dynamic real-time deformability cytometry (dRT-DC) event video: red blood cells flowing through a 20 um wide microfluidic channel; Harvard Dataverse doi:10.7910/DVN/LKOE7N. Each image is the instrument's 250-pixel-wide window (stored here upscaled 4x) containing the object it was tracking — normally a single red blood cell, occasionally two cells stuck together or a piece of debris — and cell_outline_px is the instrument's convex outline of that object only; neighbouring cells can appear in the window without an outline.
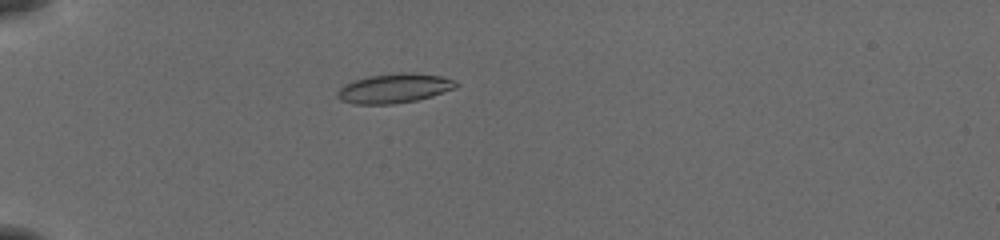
{"species": "common noctule bat (a hibernating species)", "species_latin": "Nyctalus noctula", "temperature_condition": "cold", "stored_images_in_passage": 38, "camera_frame_rate_fps": 3000, "um_per_image_px": 0.085, "animal": {"sex": "female", "body_mass_g": 19.5, "forearm_length_mm": 54.1}, "frame": {"image": 1, "passage_image": 1, "time_ms": 0.0, "image_size_px": [1000, 240], "cell_outline_px": [[460, 84], [456, 88], [432, 96], [416, 100], [392, 104], [352, 104], [340, 100], [336, 96], [336, 92], [344, 84], [352, 80], [368, 76], [404, 72], [412, 72], [444, 76], [456, 80]], "centroid_in_image_um": [33.53, 7.5], "position_along_channel_um": 51.5, "area_um2": 20.69}}
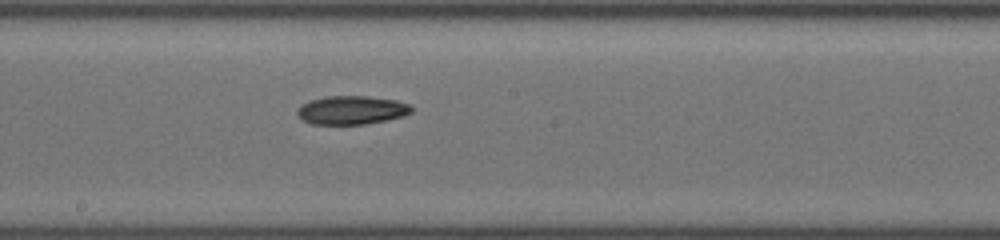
{"frame": {"image": 2, "passage_image": 16, "time_ms": 5.0, "image_size_px": [1000, 240], "cell_outline_px": [[412, 112], [404, 116], [388, 120], [364, 124], [308, 124], [296, 112], [296, 108], [300, 104], [312, 100], [328, 96], [368, 96], [396, 100], [408, 104], [412, 108]], "centroid_in_image_um": [29.88, 9.36], "position_along_channel_um": 218.3, "area_um2": 19.07}}
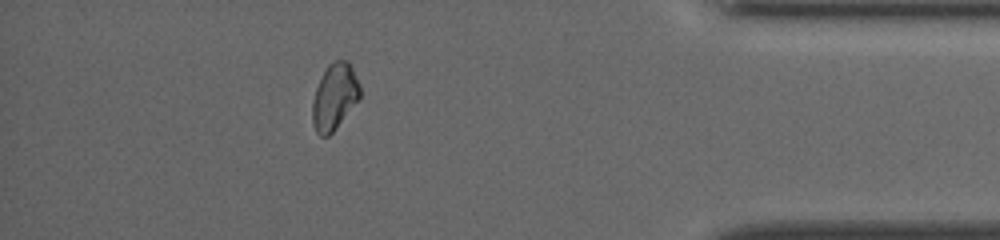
{"frame": {"image": 3, "passage_image": 33, "time_ms": 10.667, "image_size_px": [1000, 240], "cell_outline_px": [[360, 96], [332, 132], [328, 136], [320, 136], [316, 132], [312, 124], [312, 100], [316, 88], [328, 64], [336, 60], [348, 60], [352, 64], [360, 84]], "centroid_in_image_um": [28.43, 8.19], "position_along_channel_um": 406.8, "area_um2": 18.21}}